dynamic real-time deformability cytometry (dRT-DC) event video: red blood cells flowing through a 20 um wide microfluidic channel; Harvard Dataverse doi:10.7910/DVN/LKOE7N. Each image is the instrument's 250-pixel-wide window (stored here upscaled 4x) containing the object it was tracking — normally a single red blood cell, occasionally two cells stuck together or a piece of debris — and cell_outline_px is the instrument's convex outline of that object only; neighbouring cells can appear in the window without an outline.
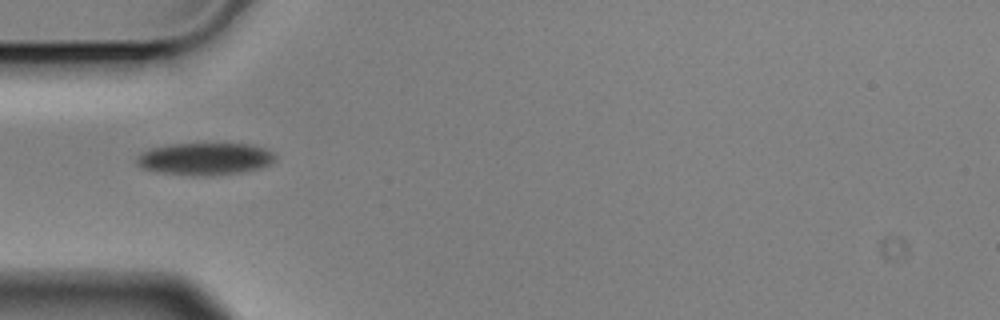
{"species": "Egyptian fruit bat (a non-hibernating species)", "species_latin": "Rousettus aegyptiacus", "temperature_condition": "cold", "stored_images_in_passage": 2, "camera_frame_rate_fps": 3000, "um_per_image_px": 0.085, "animal": {"sex": "male"}, "frame": {"image": 1, "passage_image": 1, "time_ms": 0.0, "image_size_px": [1000, 320], "cell_outline_px": [[276, 160], [272, 164], [260, 168], [240, 172], [208, 176], [156, 172], [140, 168], [136, 164], [136, 156], [140, 152], [148, 148], [168, 144], [204, 140], [252, 144], [276, 152]], "centroid_in_image_um": [17.42, 13.43], "position_along_channel_um": 67.6, "area_um2": 27.63}}
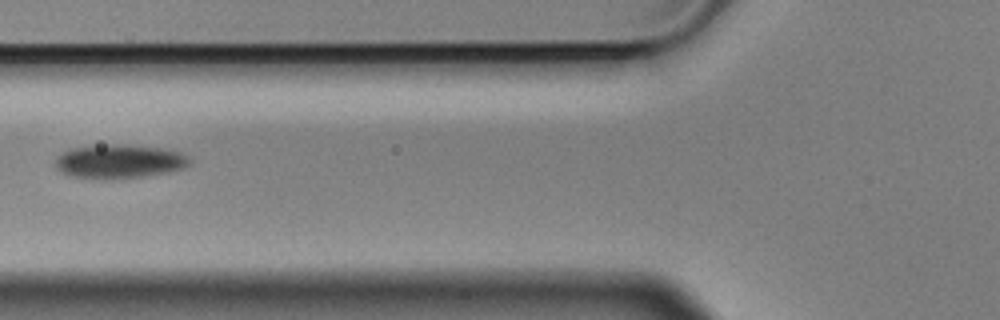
{"frame": {"image": 2, "passage_image": 2, "time_ms": 0.333, "image_size_px": [1000, 320], "cell_outline_px": [[192, 160], [184, 168], [168, 172], [140, 176], [104, 180], [72, 176], [60, 172], [56, 168], [56, 156], [72, 148], [112, 144], [124, 144], [164, 148], [180, 152], [188, 156]], "centroid_in_image_um": [10.14, 13.72], "position_along_channel_um": 115.7, "area_um2": 26.53}}